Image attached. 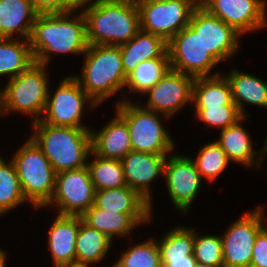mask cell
<instances>
[{
	"mask_svg": "<svg viewBox=\"0 0 267 267\" xmlns=\"http://www.w3.org/2000/svg\"><path fill=\"white\" fill-rule=\"evenodd\" d=\"M75 10L39 13L28 38L34 61L47 65L50 53L84 54L88 47L86 20L81 12L70 19ZM77 17V18H76Z\"/></svg>",
	"mask_w": 267,
	"mask_h": 267,
	"instance_id": "1",
	"label": "cell"
},
{
	"mask_svg": "<svg viewBox=\"0 0 267 267\" xmlns=\"http://www.w3.org/2000/svg\"><path fill=\"white\" fill-rule=\"evenodd\" d=\"M82 13L86 20V38L90 45L120 46L140 30L136 0H93L88 6H83Z\"/></svg>",
	"mask_w": 267,
	"mask_h": 267,
	"instance_id": "2",
	"label": "cell"
},
{
	"mask_svg": "<svg viewBox=\"0 0 267 267\" xmlns=\"http://www.w3.org/2000/svg\"><path fill=\"white\" fill-rule=\"evenodd\" d=\"M31 138L41 148L57 173L87 166L92 151L91 131L84 128L53 126L33 122Z\"/></svg>",
	"mask_w": 267,
	"mask_h": 267,
	"instance_id": "3",
	"label": "cell"
},
{
	"mask_svg": "<svg viewBox=\"0 0 267 267\" xmlns=\"http://www.w3.org/2000/svg\"><path fill=\"white\" fill-rule=\"evenodd\" d=\"M84 54L81 77L74 78L98 105L125 87L120 47L88 44Z\"/></svg>",
	"mask_w": 267,
	"mask_h": 267,
	"instance_id": "4",
	"label": "cell"
},
{
	"mask_svg": "<svg viewBox=\"0 0 267 267\" xmlns=\"http://www.w3.org/2000/svg\"><path fill=\"white\" fill-rule=\"evenodd\" d=\"M11 160L26 200L45 207L54 193L56 172L41 148L29 137Z\"/></svg>",
	"mask_w": 267,
	"mask_h": 267,
	"instance_id": "5",
	"label": "cell"
},
{
	"mask_svg": "<svg viewBox=\"0 0 267 267\" xmlns=\"http://www.w3.org/2000/svg\"><path fill=\"white\" fill-rule=\"evenodd\" d=\"M116 113L126 122L133 151L167 155L174 148V142L165 130L160 113L119 101Z\"/></svg>",
	"mask_w": 267,
	"mask_h": 267,
	"instance_id": "6",
	"label": "cell"
},
{
	"mask_svg": "<svg viewBox=\"0 0 267 267\" xmlns=\"http://www.w3.org/2000/svg\"><path fill=\"white\" fill-rule=\"evenodd\" d=\"M46 65L34 62L27 70L11 78L3 90L4 114L21 112L39 121L45 111L48 94Z\"/></svg>",
	"mask_w": 267,
	"mask_h": 267,
	"instance_id": "7",
	"label": "cell"
},
{
	"mask_svg": "<svg viewBox=\"0 0 267 267\" xmlns=\"http://www.w3.org/2000/svg\"><path fill=\"white\" fill-rule=\"evenodd\" d=\"M140 29L168 42L188 26L199 0H136Z\"/></svg>",
	"mask_w": 267,
	"mask_h": 267,
	"instance_id": "8",
	"label": "cell"
},
{
	"mask_svg": "<svg viewBox=\"0 0 267 267\" xmlns=\"http://www.w3.org/2000/svg\"><path fill=\"white\" fill-rule=\"evenodd\" d=\"M54 92L53 96H50L48 88L46 108L40 120L53 126L88 129L81 122L84 103L89 102L93 108L97 104L74 76L62 80Z\"/></svg>",
	"mask_w": 267,
	"mask_h": 267,
	"instance_id": "9",
	"label": "cell"
},
{
	"mask_svg": "<svg viewBox=\"0 0 267 267\" xmlns=\"http://www.w3.org/2000/svg\"><path fill=\"white\" fill-rule=\"evenodd\" d=\"M167 51L171 69L194 78L211 77L210 71L219 63L189 26L167 42Z\"/></svg>",
	"mask_w": 267,
	"mask_h": 267,
	"instance_id": "10",
	"label": "cell"
},
{
	"mask_svg": "<svg viewBox=\"0 0 267 267\" xmlns=\"http://www.w3.org/2000/svg\"><path fill=\"white\" fill-rule=\"evenodd\" d=\"M95 187L87 166L56 174L55 189L50 201L60 215H82L94 204Z\"/></svg>",
	"mask_w": 267,
	"mask_h": 267,
	"instance_id": "11",
	"label": "cell"
},
{
	"mask_svg": "<svg viewBox=\"0 0 267 267\" xmlns=\"http://www.w3.org/2000/svg\"><path fill=\"white\" fill-rule=\"evenodd\" d=\"M264 208L243 214L221 236L224 267H250L252 249L258 233L265 227Z\"/></svg>",
	"mask_w": 267,
	"mask_h": 267,
	"instance_id": "12",
	"label": "cell"
},
{
	"mask_svg": "<svg viewBox=\"0 0 267 267\" xmlns=\"http://www.w3.org/2000/svg\"><path fill=\"white\" fill-rule=\"evenodd\" d=\"M188 26L199 35L204 47L219 63L234 55L239 48L237 39L241 34L200 4L193 10Z\"/></svg>",
	"mask_w": 267,
	"mask_h": 267,
	"instance_id": "13",
	"label": "cell"
},
{
	"mask_svg": "<svg viewBox=\"0 0 267 267\" xmlns=\"http://www.w3.org/2000/svg\"><path fill=\"white\" fill-rule=\"evenodd\" d=\"M199 4L241 35L267 24L264 0H199Z\"/></svg>",
	"mask_w": 267,
	"mask_h": 267,
	"instance_id": "14",
	"label": "cell"
},
{
	"mask_svg": "<svg viewBox=\"0 0 267 267\" xmlns=\"http://www.w3.org/2000/svg\"><path fill=\"white\" fill-rule=\"evenodd\" d=\"M194 77L179 71H169L147 92L149 100L146 109L162 113L169 118L182 109L186 102H192V88Z\"/></svg>",
	"mask_w": 267,
	"mask_h": 267,
	"instance_id": "15",
	"label": "cell"
},
{
	"mask_svg": "<svg viewBox=\"0 0 267 267\" xmlns=\"http://www.w3.org/2000/svg\"><path fill=\"white\" fill-rule=\"evenodd\" d=\"M164 176L171 201L176 208L186 213L199 191L202 180L193 159L177 154L167 156Z\"/></svg>",
	"mask_w": 267,
	"mask_h": 267,
	"instance_id": "16",
	"label": "cell"
},
{
	"mask_svg": "<svg viewBox=\"0 0 267 267\" xmlns=\"http://www.w3.org/2000/svg\"><path fill=\"white\" fill-rule=\"evenodd\" d=\"M167 155L131 151L121 159L125 182L145 201L151 204V191L148 187L158 175L164 173Z\"/></svg>",
	"mask_w": 267,
	"mask_h": 267,
	"instance_id": "17",
	"label": "cell"
},
{
	"mask_svg": "<svg viewBox=\"0 0 267 267\" xmlns=\"http://www.w3.org/2000/svg\"><path fill=\"white\" fill-rule=\"evenodd\" d=\"M79 215H60L55 218L48 232V245L55 267L74 266Z\"/></svg>",
	"mask_w": 267,
	"mask_h": 267,
	"instance_id": "18",
	"label": "cell"
},
{
	"mask_svg": "<svg viewBox=\"0 0 267 267\" xmlns=\"http://www.w3.org/2000/svg\"><path fill=\"white\" fill-rule=\"evenodd\" d=\"M91 147L95 155L121 160L132 151L126 122L116 113L98 133L91 131Z\"/></svg>",
	"mask_w": 267,
	"mask_h": 267,
	"instance_id": "19",
	"label": "cell"
},
{
	"mask_svg": "<svg viewBox=\"0 0 267 267\" xmlns=\"http://www.w3.org/2000/svg\"><path fill=\"white\" fill-rule=\"evenodd\" d=\"M119 47L126 76L142 61L154 58H169L167 42L162 37L142 29L127 43Z\"/></svg>",
	"mask_w": 267,
	"mask_h": 267,
	"instance_id": "20",
	"label": "cell"
},
{
	"mask_svg": "<svg viewBox=\"0 0 267 267\" xmlns=\"http://www.w3.org/2000/svg\"><path fill=\"white\" fill-rule=\"evenodd\" d=\"M38 14L31 0H0V38L19 34L28 40Z\"/></svg>",
	"mask_w": 267,
	"mask_h": 267,
	"instance_id": "21",
	"label": "cell"
},
{
	"mask_svg": "<svg viewBox=\"0 0 267 267\" xmlns=\"http://www.w3.org/2000/svg\"><path fill=\"white\" fill-rule=\"evenodd\" d=\"M82 220L89 226L113 237L129 235L139 224L150 222V214H124L101 210L94 205L81 215Z\"/></svg>",
	"mask_w": 267,
	"mask_h": 267,
	"instance_id": "22",
	"label": "cell"
},
{
	"mask_svg": "<svg viewBox=\"0 0 267 267\" xmlns=\"http://www.w3.org/2000/svg\"><path fill=\"white\" fill-rule=\"evenodd\" d=\"M247 119V116L242 117L235 124L222 129L220 138L216 142L225 152L229 161L239 162L247 167L253 164L260 167L263 157L258 159L256 155H261V152L254 151L249 135L240 123V121Z\"/></svg>",
	"mask_w": 267,
	"mask_h": 267,
	"instance_id": "23",
	"label": "cell"
},
{
	"mask_svg": "<svg viewBox=\"0 0 267 267\" xmlns=\"http://www.w3.org/2000/svg\"><path fill=\"white\" fill-rule=\"evenodd\" d=\"M95 207L114 213L151 214L150 204L135 190L128 186L97 190L95 192Z\"/></svg>",
	"mask_w": 267,
	"mask_h": 267,
	"instance_id": "24",
	"label": "cell"
},
{
	"mask_svg": "<svg viewBox=\"0 0 267 267\" xmlns=\"http://www.w3.org/2000/svg\"><path fill=\"white\" fill-rule=\"evenodd\" d=\"M192 102L195 107H220L236 105L232 99L227 78L219 73L211 77H197L192 88Z\"/></svg>",
	"mask_w": 267,
	"mask_h": 267,
	"instance_id": "25",
	"label": "cell"
},
{
	"mask_svg": "<svg viewBox=\"0 0 267 267\" xmlns=\"http://www.w3.org/2000/svg\"><path fill=\"white\" fill-rule=\"evenodd\" d=\"M112 239L87 225L79 215V230L76 240V266H89L102 260L111 246Z\"/></svg>",
	"mask_w": 267,
	"mask_h": 267,
	"instance_id": "26",
	"label": "cell"
},
{
	"mask_svg": "<svg viewBox=\"0 0 267 267\" xmlns=\"http://www.w3.org/2000/svg\"><path fill=\"white\" fill-rule=\"evenodd\" d=\"M233 102L243 117V103H250L267 108V83L256 76L233 70L228 76Z\"/></svg>",
	"mask_w": 267,
	"mask_h": 267,
	"instance_id": "27",
	"label": "cell"
},
{
	"mask_svg": "<svg viewBox=\"0 0 267 267\" xmlns=\"http://www.w3.org/2000/svg\"><path fill=\"white\" fill-rule=\"evenodd\" d=\"M34 62L28 40L19 42L18 38H0V75H9L10 80L27 70Z\"/></svg>",
	"mask_w": 267,
	"mask_h": 267,
	"instance_id": "28",
	"label": "cell"
},
{
	"mask_svg": "<svg viewBox=\"0 0 267 267\" xmlns=\"http://www.w3.org/2000/svg\"><path fill=\"white\" fill-rule=\"evenodd\" d=\"M170 68L169 58L142 61L127 75L125 86L130 89V92L145 94Z\"/></svg>",
	"mask_w": 267,
	"mask_h": 267,
	"instance_id": "29",
	"label": "cell"
},
{
	"mask_svg": "<svg viewBox=\"0 0 267 267\" xmlns=\"http://www.w3.org/2000/svg\"><path fill=\"white\" fill-rule=\"evenodd\" d=\"M90 154L94 159L87 163V167L96 191L127 186L121 160L102 158L92 151Z\"/></svg>",
	"mask_w": 267,
	"mask_h": 267,
	"instance_id": "30",
	"label": "cell"
},
{
	"mask_svg": "<svg viewBox=\"0 0 267 267\" xmlns=\"http://www.w3.org/2000/svg\"><path fill=\"white\" fill-rule=\"evenodd\" d=\"M158 242L161 260L186 259L194 256V231L185 227L170 230Z\"/></svg>",
	"mask_w": 267,
	"mask_h": 267,
	"instance_id": "31",
	"label": "cell"
},
{
	"mask_svg": "<svg viewBox=\"0 0 267 267\" xmlns=\"http://www.w3.org/2000/svg\"><path fill=\"white\" fill-rule=\"evenodd\" d=\"M24 201L27 200L23 195L12 160L6 163L0 156V215Z\"/></svg>",
	"mask_w": 267,
	"mask_h": 267,
	"instance_id": "32",
	"label": "cell"
},
{
	"mask_svg": "<svg viewBox=\"0 0 267 267\" xmlns=\"http://www.w3.org/2000/svg\"><path fill=\"white\" fill-rule=\"evenodd\" d=\"M112 267H163L157 241L150 239L129 248Z\"/></svg>",
	"mask_w": 267,
	"mask_h": 267,
	"instance_id": "33",
	"label": "cell"
},
{
	"mask_svg": "<svg viewBox=\"0 0 267 267\" xmlns=\"http://www.w3.org/2000/svg\"><path fill=\"white\" fill-rule=\"evenodd\" d=\"M193 162L200 176L211 182L221 175L230 161L220 145L214 141L202 147Z\"/></svg>",
	"mask_w": 267,
	"mask_h": 267,
	"instance_id": "34",
	"label": "cell"
},
{
	"mask_svg": "<svg viewBox=\"0 0 267 267\" xmlns=\"http://www.w3.org/2000/svg\"><path fill=\"white\" fill-rule=\"evenodd\" d=\"M193 255L197 263L224 267L221 236L207 235L200 237L194 231Z\"/></svg>",
	"mask_w": 267,
	"mask_h": 267,
	"instance_id": "35",
	"label": "cell"
},
{
	"mask_svg": "<svg viewBox=\"0 0 267 267\" xmlns=\"http://www.w3.org/2000/svg\"><path fill=\"white\" fill-rule=\"evenodd\" d=\"M197 118L209 126L221 127V130L235 124L243 116L237 105H224L220 107H195Z\"/></svg>",
	"mask_w": 267,
	"mask_h": 267,
	"instance_id": "36",
	"label": "cell"
},
{
	"mask_svg": "<svg viewBox=\"0 0 267 267\" xmlns=\"http://www.w3.org/2000/svg\"><path fill=\"white\" fill-rule=\"evenodd\" d=\"M250 267H267V228L264 227L257 235L253 249Z\"/></svg>",
	"mask_w": 267,
	"mask_h": 267,
	"instance_id": "37",
	"label": "cell"
},
{
	"mask_svg": "<svg viewBox=\"0 0 267 267\" xmlns=\"http://www.w3.org/2000/svg\"><path fill=\"white\" fill-rule=\"evenodd\" d=\"M39 13L58 12V0H31Z\"/></svg>",
	"mask_w": 267,
	"mask_h": 267,
	"instance_id": "38",
	"label": "cell"
},
{
	"mask_svg": "<svg viewBox=\"0 0 267 267\" xmlns=\"http://www.w3.org/2000/svg\"><path fill=\"white\" fill-rule=\"evenodd\" d=\"M91 0H58V12L77 10L88 4Z\"/></svg>",
	"mask_w": 267,
	"mask_h": 267,
	"instance_id": "39",
	"label": "cell"
},
{
	"mask_svg": "<svg viewBox=\"0 0 267 267\" xmlns=\"http://www.w3.org/2000/svg\"><path fill=\"white\" fill-rule=\"evenodd\" d=\"M163 267H194L196 260L194 256H186V259L161 260Z\"/></svg>",
	"mask_w": 267,
	"mask_h": 267,
	"instance_id": "40",
	"label": "cell"
},
{
	"mask_svg": "<svg viewBox=\"0 0 267 267\" xmlns=\"http://www.w3.org/2000/svg\"><path fill=\"white\" fill-rule=\"evenodd\" d=\"M6 254L0 249V267H6Z\"/></svg>",
	"mask_w": 267,
	"mask_h": 267,
	"instance_id": "41",
	"label": "cell"
},
{
	"mask_svg": "<svg viewBox=\"0 0 267 267\" xmlns=\"http://www.w3.org/2000/svg\"><path fill=\"white\" fill-rule=\"evenodd\" d=\"M1 113H4L3 90L0 91V115Z\"/></svg>",
	"mask_w": 267,
	"mask_h": 267,
	"instance_id": "42",
	"label": "cell"
},
{
	"mask_svg": "<svg viewBox=\"0 0 267 267\" xmlns=\"http://www.w3.org/2000/svg\"><path fill=\"white\" fill-rule=\"evenodd\" d=\"M265 146H264V148H263V150H260V152H261V157H263L264 158V155H266V153H267V138H266V140H265V144H264ZM263 155V156H262Z\"/></svg>",
	"mask_w": 267,
	"mask_h": 267,
	"instance_id": "43",
	"label": "cell"
},
{
	"mask_svg": "<svg viewBox=\"0 0 267 267\" xmlns=\"http://www.w3.org/2000/svg\"><path fill=\"white\" fill-rule=\"evenodd\" d=\"M194 267H214V266H211V265H207V264H200V263H197L195 264Z\"/></svg>",
	"mask_w": 267,
	"mask_h": 267,
	"instance_id": "44",
	"label": "cell"
},
{
	"mask_svg": "<svg viewBox=\"0 0 267 267\" xmlns=\"http://www.w3.org/2000/svg\"><path fill=\"white\" fill-rule=\"evenodd\" d=\"M95 1H124V0H95Z\"/></svg>",
	"mask_w": 267,
	"mask_h": 267,
	"instance_id": "45",
	"label": "cell"
},
{
	"mask_svg": "<svg viewBox=\"0 0 267 267\" xmlns=\"http://www.w3.org/2000/svg\"><path fill=\"white\" fill-rule=\"evenodd\" d=\"M68 267H89V266H76V265H74V266H68Z\"/></svg>",
	"mask_w": 267,
	"mask_h": 267,
	"instance_id": "46",
	"label": "cell"
}]
</instances>
